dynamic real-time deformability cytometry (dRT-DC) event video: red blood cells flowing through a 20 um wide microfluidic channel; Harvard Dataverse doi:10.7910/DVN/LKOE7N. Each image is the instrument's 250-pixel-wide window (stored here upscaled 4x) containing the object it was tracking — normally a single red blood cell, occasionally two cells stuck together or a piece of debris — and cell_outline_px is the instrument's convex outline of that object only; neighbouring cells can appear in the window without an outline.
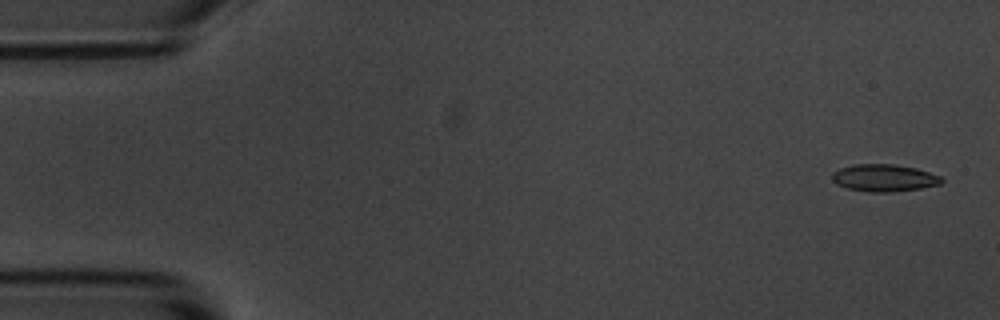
{"species": "common noctule bat (a hibernating species)", "species_latin": "Nyctalus noctula", "temperature_condition": "room temperature", "stored_images_in_passage": 6, "camera_frame_rate_fps": 3000, "um_per_image_px": 0.085, "animal": {"sex": "male", "body_mass_g": 20.1, "forearm_length_mm": 53.5}, "frame": {"image": 1, "passage_image": 1, "time_ms": 0.0, "image_size_px": [1000, 320], "cell_outline_px": [[944, 180], [940, 184], [920, 188], [892, 192], [868, 192], [848, 188], [836, 184], [832, 180], [832, 172], [840, 168], [852, 164], [896, 164], [916, 168], [940, 176]], "centroid_in_image_um": [75.12, 15.11], "position_along_channel_um": 9.9, "area_um2": 17.4}}
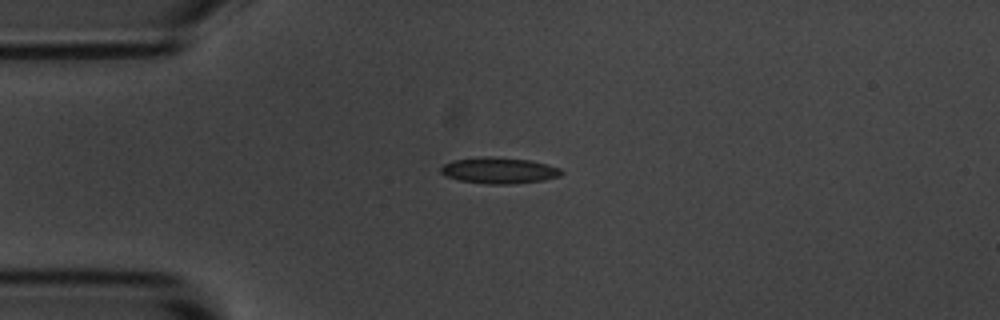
{"frame": {"image": 2, "passage_image": 4, "time_ms": 3.667, "image_size_px": [1000, 320], "cell_outline_px": [[564, 172], [560, 176], [544, 180], [512, 184], [488, 184], [460, 180], [444, 176], [440, 172], [440, 168], [444, 164], [452, 160], [484, 156], [488, 156], [528, 160], [548, 164], [560, 168]], "centroid_in_image_um": [42.41, 14.49], "position_along_channel_um": 42.6, "area_um2": 18.44}}